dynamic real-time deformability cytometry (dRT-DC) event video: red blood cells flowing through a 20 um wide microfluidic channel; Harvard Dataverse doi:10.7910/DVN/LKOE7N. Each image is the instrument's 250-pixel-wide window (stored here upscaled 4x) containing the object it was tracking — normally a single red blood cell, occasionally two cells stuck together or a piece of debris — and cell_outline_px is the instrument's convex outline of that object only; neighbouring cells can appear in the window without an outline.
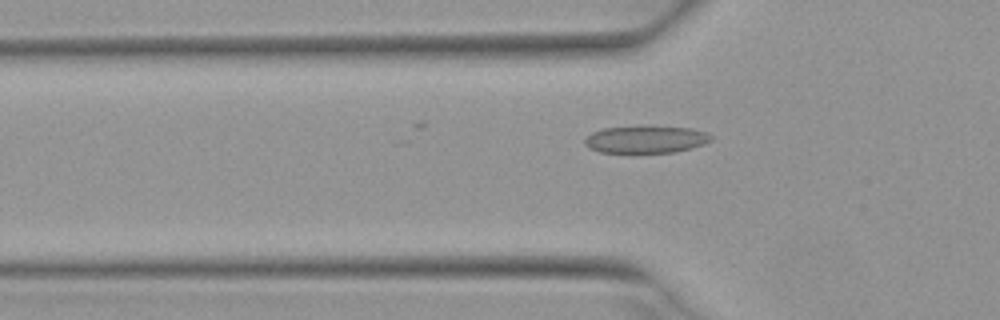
{"species": "Egyptian fruit bat (a non-hibernating species)", "species_latin": "Rousettus aegyptiacus", "temperature_condition": "warm", "stored_images_in_passage": 27, "camera_frame_rate_fps": 3000, "um_per_image_px": 0.085, "animal": {"sex": "female"}, "frame": {"image": 1, "passage_image": 17, "time_ms": 5.333, "image_size_px": [1000, 320], "cell_outline_px": [[712, 140], [704, 144], [692, 148], [676, 152], [600, 152], [588, 148], [584, 144], [584, 140], [592, 132], [604, 128], [636, 124], [652, 124], [692, 128], [708, 132], [712, 136]], "centroid_in_image_um": [54.92, 11.8], "position_along_channel_um": 70.9, "area_um2": 20.98}}
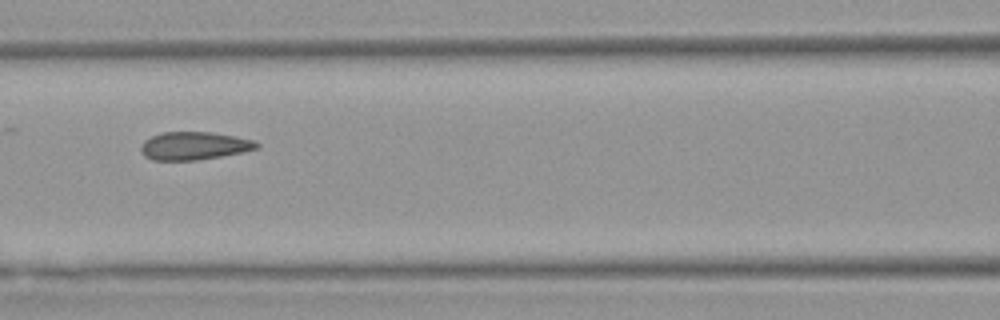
{"frame": {"image": 2, "passage_image": 23, "time_ms": 7.333, "image_size_px": [1000, 320], "cell_outline_px": [[260, 148], [220, 156], [196, 160], [152, 160], [144, 156], [140, 152], [140, 144], [144, 140], [160, 132], [212, 132], [236, 136], [252, 140], [260, 144]], "centroid_in_image_um": [16.46, 12.39], "position_along_channel_um": 150.1, "area_um2": 18.96}}
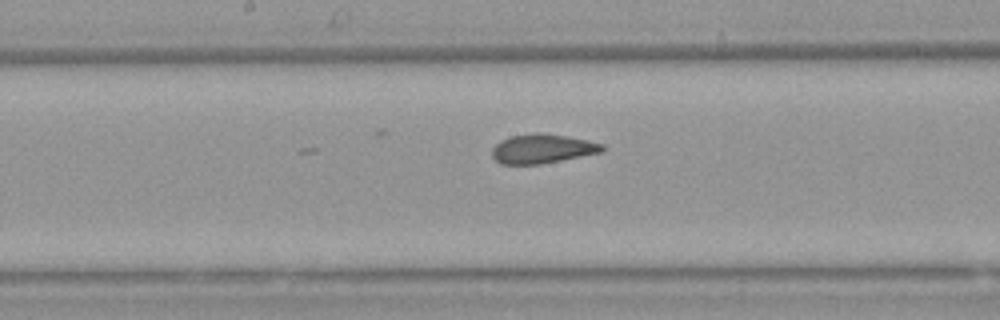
{"frame": {"image": 3, "passage_image": 27, "time_ms": 8.667, "image_size_px": [1000, 320], "cell_outline_px": [[608, 148], [604, 152], [540, 164], [500, 164], [492, 156], [492, 148], [500, 140], [512, 136], [536, 132], [544, 132], [568, 136], [588, 140], [604, 144]], "centroid_in_image_um": [46.15, 12.63], "position_along_channel_um": 202.0, "area_um2": 19.07}}